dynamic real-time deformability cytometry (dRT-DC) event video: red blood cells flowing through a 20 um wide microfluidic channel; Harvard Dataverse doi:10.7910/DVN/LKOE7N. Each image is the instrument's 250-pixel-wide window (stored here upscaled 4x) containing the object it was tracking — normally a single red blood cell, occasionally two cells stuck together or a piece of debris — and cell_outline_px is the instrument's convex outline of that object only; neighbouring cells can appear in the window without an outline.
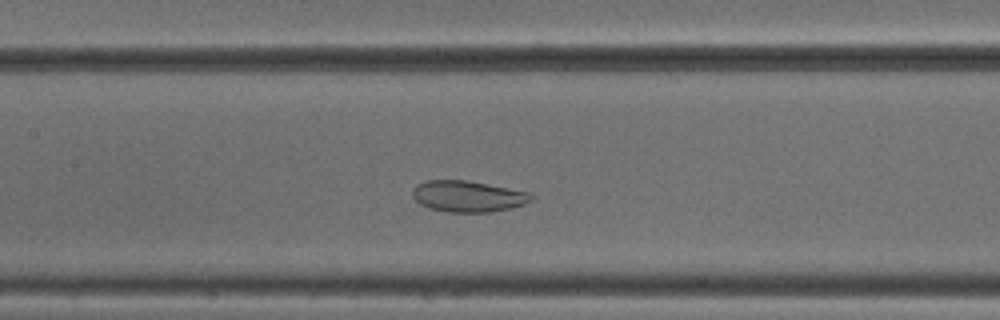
{"species": "common noctule bat (a hibernating species)", "species_latin": "Nyctalus noctula", "temperature_condition": "cold", "stored_images_in_passage": 46, "camera_frame_rate_fps": 3000, "um_per_image_px": 0.085, "animal": {"sex": "male", "body_mass_g": 18.8}, "frame": {"image": 1, "passage_image": 18, "time_ms": 5.667, "image_size_px": [1000, 320], "cell_outline_px": [[536, 196], [532, 200], [524, 204], [512, 208], [492, 212], [444, 212], [428, 208], [420, 204], [412, 196], [412, 188], [416, 184], [428, 180], [464, 180], [528, 192]], "centroid_in_image_um": [39.75, 16.7], "position_along_channel_um": 167.7, "area_um2": 21.68}}
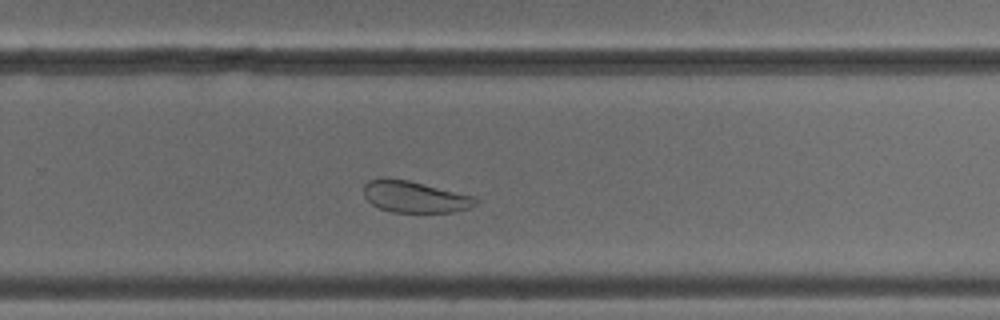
{"frame": {"image": 2, "passage_image": 28, "time_ms": 9.0, "image_size_px": [1000, 320], "cell_outline_px": [[480, 200], [476, 204], [468, 208], [452, 212], [392, 212], [380, 208], [372, 204], [364, 196], [364, 184], [368, 180], [380, 176], [384, 176], [408, 180], [476, 196]], "centroid_in_image_um": [35.24, 16.7], "position_along_channel_um": 294.6, "area_um2": 20.87}}
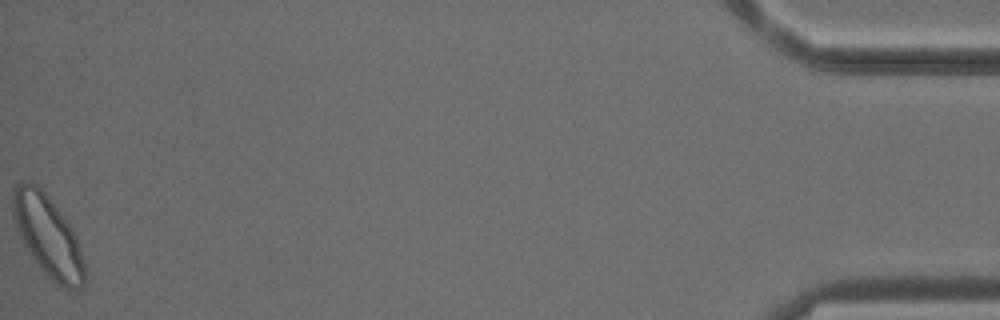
{"frame": {"image": 3, "passage_image": 46, "time_ms": 15.0, "image_size_px": [1000, 320], "cell_outline_px": [[84, 284], [80, 288], [72, 292], [56, 284], [32, 260], [16, 228], [12, 212], [12, 192], [16, 184], [24, 180], [32, 180], [48, 196], [72, 228], [76, 236], [84, 264]], "centroid_in_image_um": [4.04, 20.06], "position_along_channel_um": 431.2, "area_um2": 34.04}, "authors_computed_cell_mechanics": {"area_um2": 27.2816, "velocity_mm_per_s": 3.8207, "shape_relaxation_time_tau1_ms": null, "shape_relaxation_time_tau2_ms": 2.8686, "deformation_change_tau1": null, "deformation_change_tau2": 0.0798}}